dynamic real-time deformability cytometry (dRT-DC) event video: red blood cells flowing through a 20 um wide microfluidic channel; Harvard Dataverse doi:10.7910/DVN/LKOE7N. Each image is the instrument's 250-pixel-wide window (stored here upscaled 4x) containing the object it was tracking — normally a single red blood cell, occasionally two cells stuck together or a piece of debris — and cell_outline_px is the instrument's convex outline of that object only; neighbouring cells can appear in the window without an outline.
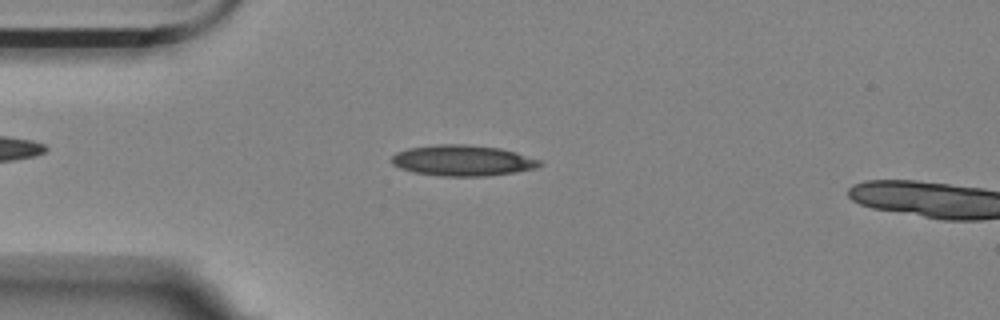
{"species": "Egyptian fruit bat (a non-hibernating species)", "species_latin": "Rousettus aegyptiacus", "temperature_condition": "room temperature", "stored_images_in_passage": 12, "camera_frame_rate_fps": 3000, "um_per_image_px": 0.085, "animal": {"sex": "female"}, "frame": {"image": 1, "passage_image": 9, "time_ms": 2.667, "image_size_px": [1000, 320], "cell_outline_px": [[544, 164], [536, 168], [512, 172], [484, 176], [444, 176], [416, 172], [400, 168], [392, 164], [392, 156], [396, 152], [408, 148], [436, 144], [464, 144], [500, 148], [516, 152], [540, 160]], "centroid_in_image_um": [39.32, 13.63], "position_along_channel_um": 45.7, "area_um2": 26.41}}